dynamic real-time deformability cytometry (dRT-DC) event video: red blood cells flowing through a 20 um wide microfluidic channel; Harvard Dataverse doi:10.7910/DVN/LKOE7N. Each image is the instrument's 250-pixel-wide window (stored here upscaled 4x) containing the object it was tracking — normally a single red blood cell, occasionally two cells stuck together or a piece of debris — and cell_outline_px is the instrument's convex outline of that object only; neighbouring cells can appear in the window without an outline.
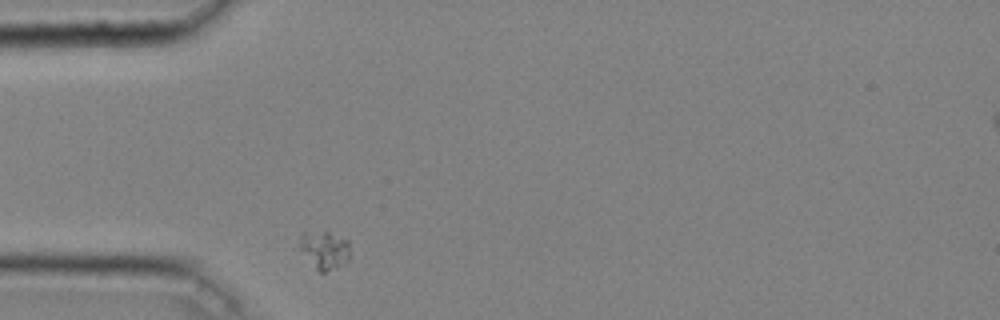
{"species": "common noctule bat (a hibernating species)", "species_latin": "Nyctalus noctula", "temperature_condition": "cold", "stored_images_in_passage": 37, "camera_frame_rate_fps": 3000, "um_per_image_px": 0.085, "animal": {"sex": "male", "body_mass_g": 20.4}, "frame": {"image": 1, "passage_image": 1, "time_ms": 0.0, "image_size_px": [1000, 320], "cell_outline_px": [[348, 260], [344, 264], [324, 272], [320, 272], [316, 268], [300, 248], [300, 232], [328, 232], [348, 240]], "centroid_in_image_um": [27.58, 21.23], "position_along_channel_um": 57.4, "area_um2": 10.75}}
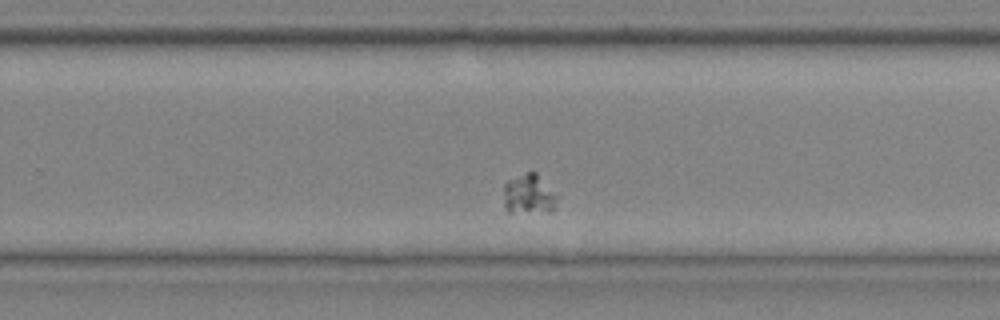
{"frame": {"image": 2, "passage_image": 20, "time_ms": 6.333, "image_size_px": [1000, 320], "cell_outline_px": [[560, 196], [552, 212], [508, 212], [504, 204], [504, 184], [508, 180], [528, 172], [536, 172]], "centroid_in_image_um": [45.0, 16.52], "position_along_channel_um": 284.8, "area_um2": 12.66}}
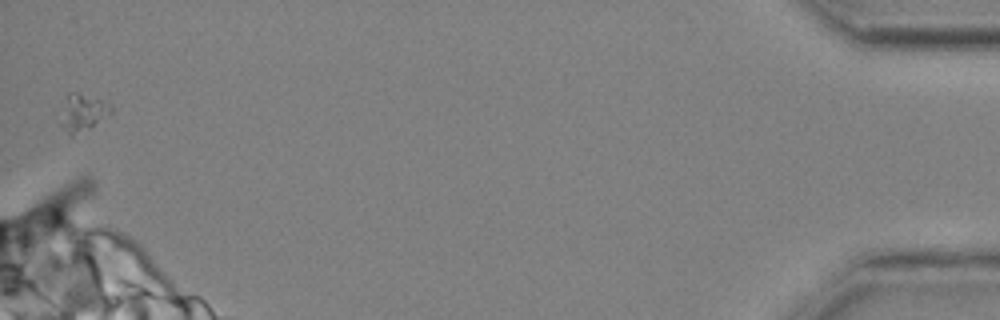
{"frame": {"image": 3, "passage_image": 37, "time_ms": 12.0, "image_size_px": [1000, 320], "cell_outline_px": [[112, 112], [92, 128], [72, 136], [56, 120], [68, 92], [76, 92], [112, 104]], "centroid_in_image_um": [6.98, 9.58], "position_along_channel_um": 428.2, "area_um2": 11.21}}